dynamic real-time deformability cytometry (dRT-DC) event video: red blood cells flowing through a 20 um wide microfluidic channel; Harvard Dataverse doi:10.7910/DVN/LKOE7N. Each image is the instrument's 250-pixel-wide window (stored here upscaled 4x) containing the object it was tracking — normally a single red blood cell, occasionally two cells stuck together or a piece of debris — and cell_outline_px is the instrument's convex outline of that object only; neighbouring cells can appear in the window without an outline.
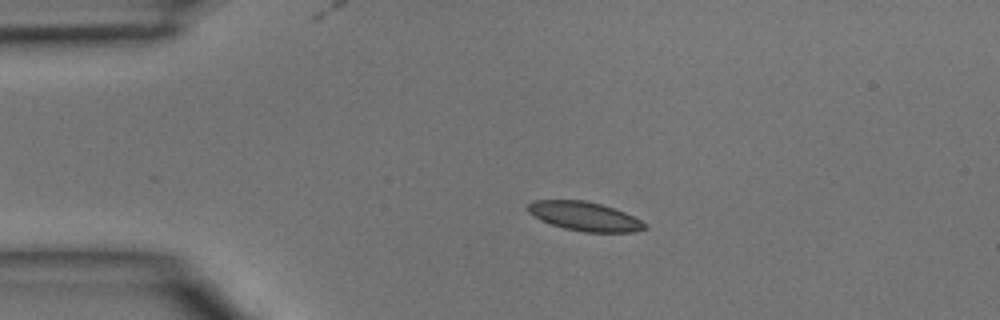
{"species": "common noctule bat (a hibernating species)", "species_latin": "Nyctalus noctula", "temperature_condition": "room temperature", "stored_images_in_passage": 38, "camera_frame_rate_fps": 3000, "um_per_image_px": 0.085, "animal": {"sex": "male", "body_mass_g": 15.6}, "frame": {"image": 1, "passage_image": 1, "time_ms": 0.0, "image_size_px": [1000, 320], "cell_outline_px": [[648, 228], [636, 232], [584, 232], [564, 228], [540, 220], [528, 212], [524, 208], [532, 200], [584, 200], [600, 204], [624, 212], [648, 224]], "centroid_in_image_um": [49.67, 18.39], "position_along_channel_um": 35.3, "area_um2": 19.83}}
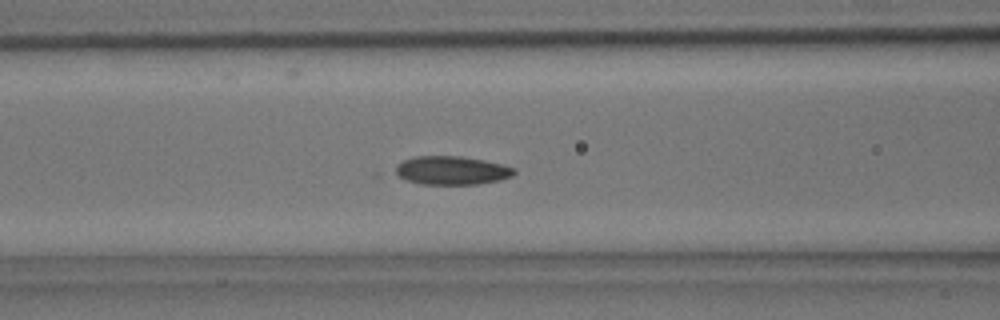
{"frame": {"image": 2, "passage_image": 10, "time_ms": 3.0, "image_size_px": [1000, 320], "cell_outline_px": [[516, 172], [512, 176], [500, 180], [476, 184], [420, 184], [408, 180], [392, 172], [396, 164], [404, 160], [416, 156], [460, 156], [484, 160], [516, 168]], "centroid_in_image_um": [38.38, 14.48], "position_along_channel_um": 128.2, "area_um2": 19.77}}
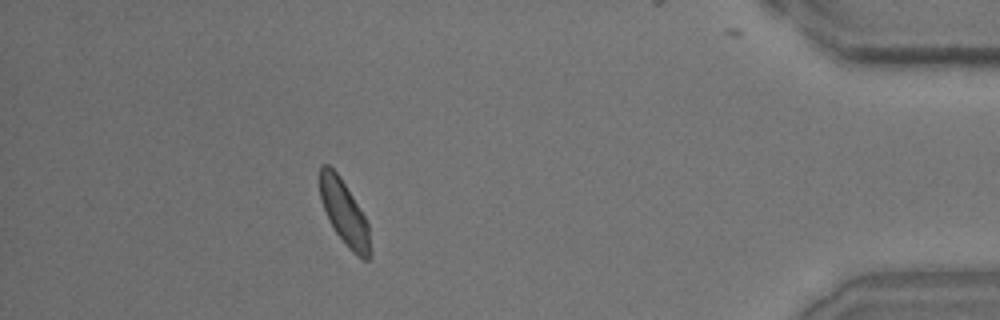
{"frame": {"image": 3, "passage_image": 33, "time_ms": 10.667, "image_size_px": [1000, 320], "cell_outline_px": [[372, 252], [368, 260], [364, 260], [348, 248], [336, 232], [320, 200], [320, 164], [328, 164], [340, 176], [364, 216], [368, 224]], "centroid_in_image_um": [29.28, 18.09], "position_along_channel_um": 405.9, "area_um2": 18.61}}